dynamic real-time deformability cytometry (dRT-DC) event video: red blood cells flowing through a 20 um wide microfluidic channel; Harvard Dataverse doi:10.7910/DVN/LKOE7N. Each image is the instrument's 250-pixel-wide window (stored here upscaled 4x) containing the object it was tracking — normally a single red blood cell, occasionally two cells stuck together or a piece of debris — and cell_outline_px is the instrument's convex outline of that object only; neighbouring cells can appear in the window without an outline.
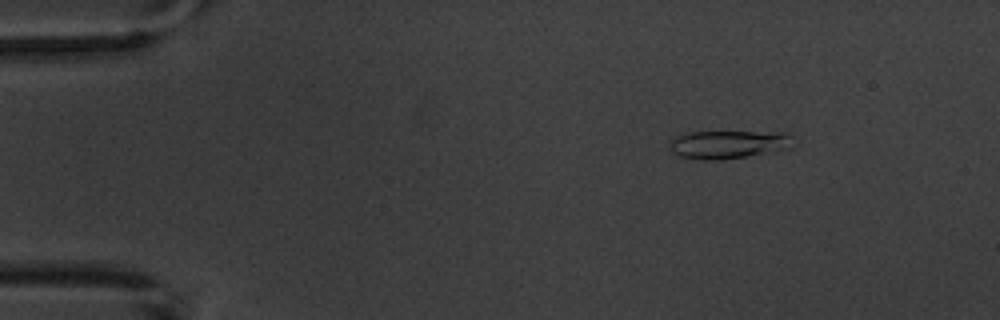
{"species": "common noctule bat (a hibernating species)", "species_latin": "Nyctalus noctula", "temperature_condition": "warm", "stored_images_in_passage": 6, "camera_frame_rate_fps": 3000, "um_per_image_px": 0.085, "animal": {"sex": "male", "body_mass_g": 20.1, "forearm_length_mm": 53.5}, "frame": {"image": 1, "passage_image": 3, "time_ms": 2.333, "image_size_px": [1000, 320], "cell_outline_px": [[792, 148], [720, 160], [700, 160], [680, 156], [672, 152], [672, 140], [676, 136], [688, 132], [784, 132], [788, 136]], "centroid_in_image_um": [61.87, 12.28], "position_along_channel_um": 23.1, "area_um2": 19.83}}